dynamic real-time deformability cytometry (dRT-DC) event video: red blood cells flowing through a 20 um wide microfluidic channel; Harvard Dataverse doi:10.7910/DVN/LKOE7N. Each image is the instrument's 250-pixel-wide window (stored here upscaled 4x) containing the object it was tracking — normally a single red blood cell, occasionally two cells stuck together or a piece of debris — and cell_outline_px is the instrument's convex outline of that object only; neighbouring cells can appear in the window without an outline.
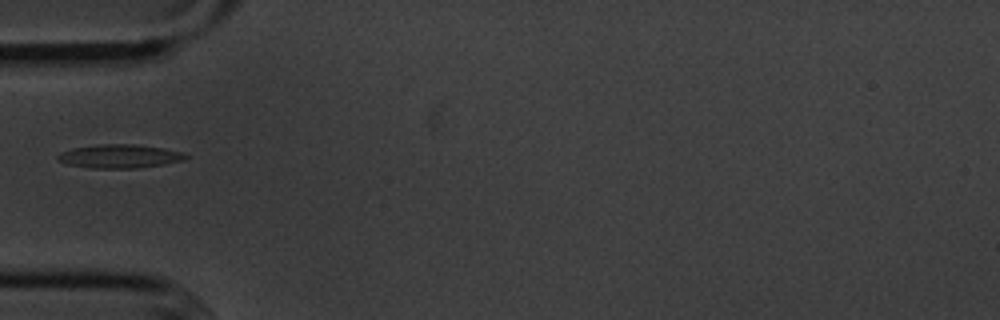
{"species": "common noctule bat (a hibernating species)", "species_latin": "Nyctalus noctula", "temperature_condition": "cold", "stored_images_in_passage": 4, "camera_frame_rate_fps": 3000, "um_per_image_px": 0.085, "animal": {"sex": "male", "body_mass_g": 20.1, "forearm_length_mm": 53.5}, "frame": {"image": 1, "passage_image": 1, "time_ms": 0.0, "image_size_px": [1000, 320], "cell_outline_px": [[188, 156], [184, 160], [164, 164], [136, 168], [88, 168], [68, 164], [56, 160], [56, 156], [60, 152], [72, 148], [100, 144], [136, 144], [164, 148], [180, 152]], "centroid_in_image_um": [10.12, 13.28], "position_along_channel_um": 74.9, "area_um2": 17.63}}
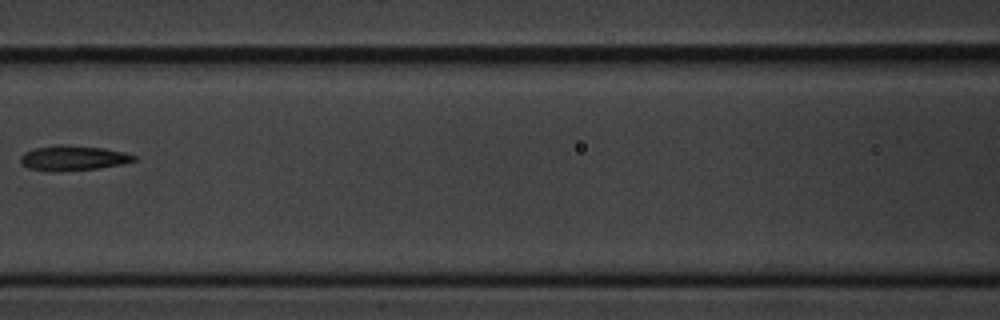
{"frame": {"image": 2, "passage_image": 3, "time_ms": 2.333, "image_size_px": [1000, 320], "cell_outline_px": [[136, 160], [120, 164], [96, 168], [28, 168], [20, 164], [20, 156], [24, 152], [36, 148], [60, 144], [64, 144], [104, 148], [124, 152], [136, 156]], "centroid_in_image_um": [6.23, 13.36], "position_along_channel_um": 160.4, "area_um2": 15.49}}
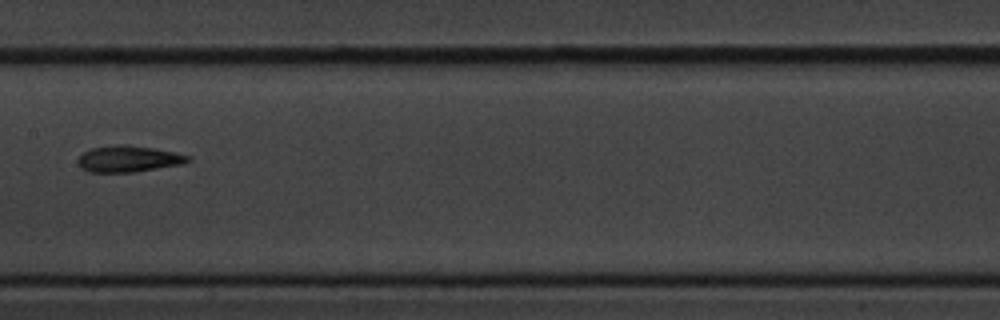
{"frame": {"image": 3, "passage_image": 4, "time_ms": 3.333, "image_size_px": [1000, 320], "cell_outline_px": [[192, 160], [180, 164], [132, 172], [88, 172], [80, 168], [80, 156], [84, 152], [92, 148], [112, 144], [124, 144], [156, 148], [192, 156]], "centroid_in_image_um": [10.94, 13.49], "position_along_channel_um": 196.5, "area_um2": 16.82}}